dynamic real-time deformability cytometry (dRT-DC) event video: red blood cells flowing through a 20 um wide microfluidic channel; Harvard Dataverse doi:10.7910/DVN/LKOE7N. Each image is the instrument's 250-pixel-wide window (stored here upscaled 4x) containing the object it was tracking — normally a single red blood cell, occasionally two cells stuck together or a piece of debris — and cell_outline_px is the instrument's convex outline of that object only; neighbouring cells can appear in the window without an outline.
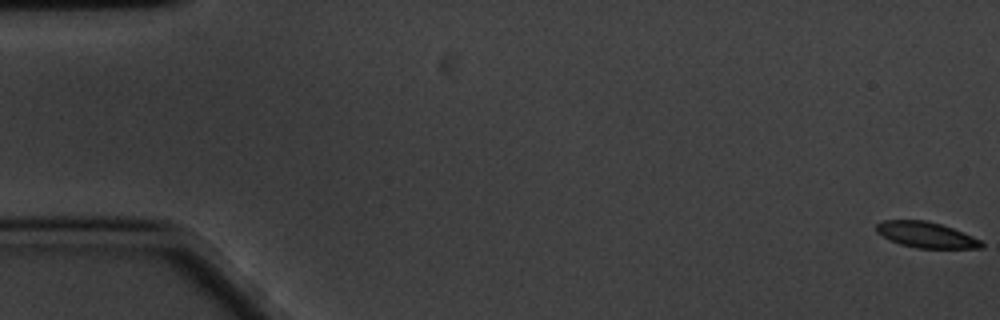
{"species": "common noctule bat (a hibernating species)", "species_latin": "Nyctalus noctula", "temperature_condition": "cold", "stored_images_in_passage": 42, "camera_frame_rate_fps": 3000, "um_per_image_px": 0.085, "animal": {"sex": "male", "body_mass_g": 20.1, "forearm_length_mm": 53.5}, "frame": {"image": 1, "passage_image": 1, "time_ms": 0.0, "image_size_px": [1000, 320], "cell_outline_px": [[984, 248], [916, 248], [900, 244], [876, 232], [876, 224], [884, 220], [924, 220], [940, 224], [952, 228], [972, 236], [980, 240], [984, 244]], "centroid_in_image_um": [78.73, 19.96], "position_along_channel_um": 6.3, "area_um2": 15.61}}
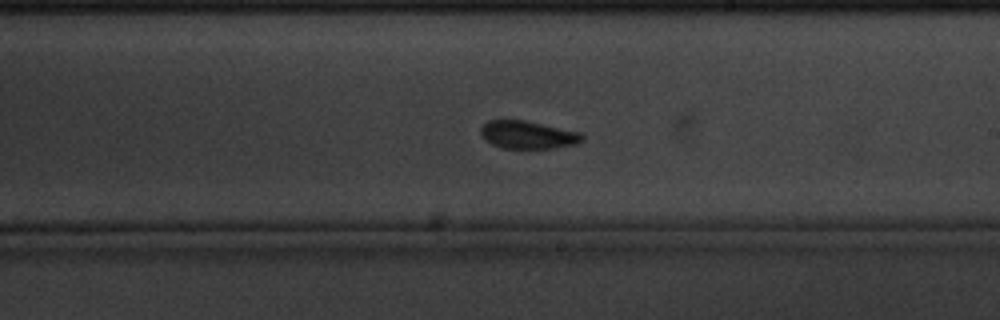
{"frame": {"image": 2, "passage_image": 35, "time_ms": 11.333, "image_size_px": [1000, 320], "cell_outline_px": [[584, 140], [576, 144], [556, 148], [504, 148], [492, 144], [480, 136], [480, 128], [488, 120], [524, 120], [580, 132], [584, 136]], "centroid_in_image_um": [44.86, 11.46], "position_along_channel_um": 244.1, "area_um2": 16.47}}
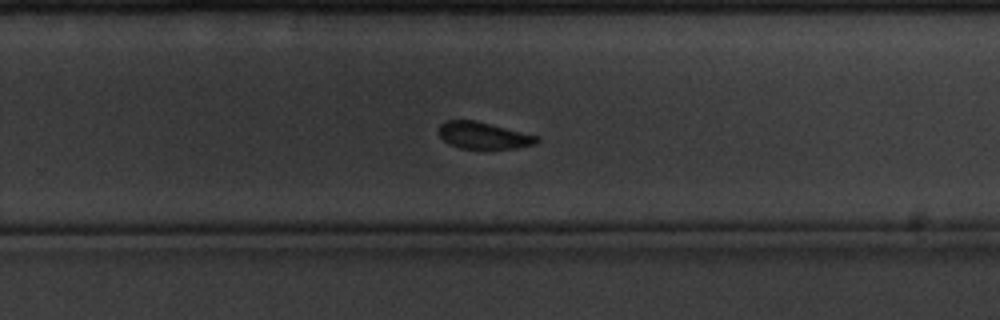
{"frame": {"image": 3, "passage_image": 39, "time_ms": 12.667, "image_size_px": [1000, 320], "cell_outline_px": [[540, 140], [536, 144], [516, 148], [460, 148], [448, 144], [440, 136], [440, 124], [444, 120], [476, 120], [540, 136]], "centroid_in_image_um": [41.13, 11.5], "position_along_channel_um": 288.7, "area_um2": 15.37}}